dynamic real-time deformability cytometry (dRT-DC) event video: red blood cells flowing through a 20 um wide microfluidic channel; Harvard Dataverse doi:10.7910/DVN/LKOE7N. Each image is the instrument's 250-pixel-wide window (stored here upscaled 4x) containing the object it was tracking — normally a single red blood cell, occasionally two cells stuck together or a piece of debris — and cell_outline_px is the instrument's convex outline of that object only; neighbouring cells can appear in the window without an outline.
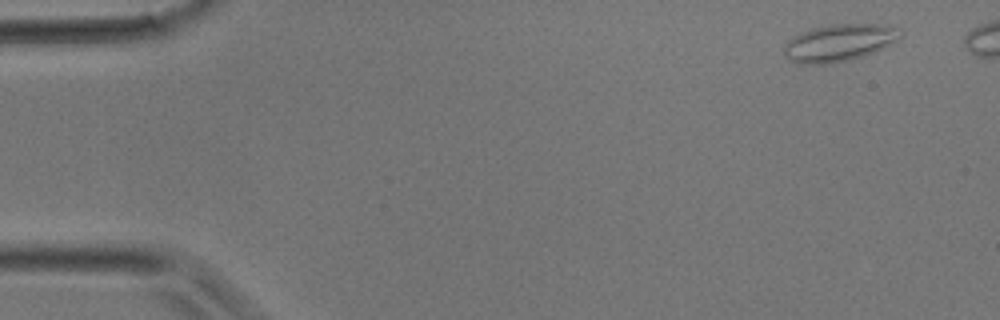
{"species": "common noctule bat (a hibernating species)", "species_latin": "Nyctalus noctula", "temperature_condition": "room temperature", "stored_images_in_passage": 6, "camera_frame_rate_fps": 3000, "um_per_image_px": 0.085, "animal": {"sex": "male", "body_mass_g": 17.9}, "frame": {"image": 1, "passage_image": 1, "time_ms": 0.0, "image_size_px": [1000, 320], "cell_outline_px": [[900, 28], [896, 40], [864, 56], [848, 60], [828, 64], [796, 64], [788, 60], [784, 56], [784, 44], [788, 40], [812, 28], [832, 24], [880, 24]], "centroid_in_image_um": [71.24, 3.65], "position_along_channel_um": 13.8, "area_um2": 24.85}}